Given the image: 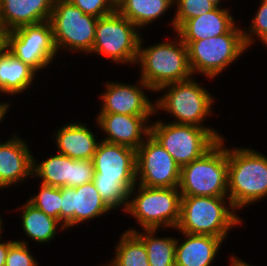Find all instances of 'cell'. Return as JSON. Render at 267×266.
Listing matches in <instances>:
<instances>
[{
  "instance_id": "1",
  "label": "cell",
  "mask_w": 267,
  "mask_h": 266,
  "mask_svg": "<svg viewBox=\"0 0 267 266\" xmlns=\"http://www.w3.org/2000/svg\"><path fill=\"white\" fill-rule=\"evenodd\" d=\"M176 43L167 41L148 48L139 42L137 62L140 63V85L143 89L156 91L167 84L181 82L192 77L188 47L180 39ZM191 76V77H190Z\"/></svg>"
},
{
  "instance_id": "2",
  "label": "cell",
  "mask_w": 267,
  "mask_h": 266,
  "mask_svg": "<svg viewBox=\"0 0 267 266\" xmlns=\"http://www.w3.org/2000/svg\"><path fill=\"white\" fill-rule=\"evenodd\" d=\"M228 195V204L235 209L264 199L267 157L252 149H228Z\"/></svg>"
},
{
  "instance_id": "3",
  "label": "cell",
  "mask_w": 267,
  "mask_h": 266,
  "mask_svg": "<svg viewBox=\"0 0 267 266\" xmlns=\"http://www.w3.org/2000/svg\"><path fill=\"white\" fill-rule=\"evenodd\" d=\"M228 196H181L180 220L176 229L182 233L212 235L225 240L233 226L242 223L234 214ZM230 208V209H229Z\"/></svg>"
},
{
  "instance_id": "4",
  "label": "cell",
  "mask_w": 267,
  "mask_h": 266,
  "mask_svg": "<svg viewBox=\"0 0 267 266\" xmlns=\"http://www.w3.org/2000/svg\"><path fill=\"white\" fill-rule=\"evenodd\" d=\"M224 141L219 139L200 158L181 167V196L228 195V149Z\"/></svg>"
},
{
  "instance_id": "5",
  "label": "cell",
  "mask_w": 267,
  "mask_h": 266,
  "mask_svg": "<svg viewBox=\"0 0 267 266\" xmlns=\"http://www.w3.org/2000/svg\"><path fill=\"white\" fill-rule=\"evenodd\" d=\"M150 134L180 166L191 163L207 152L222 136L210 127L162 121L150 125Z\"/></svg>"
},
{
  "instance_id": "6",
  "label": "cell",
  "mask_w": 267,
  "mask_h": 266,
  "mask_svg": "<svg viewBox=\"0 0 267 266\" xmlns=\"http://www.w3.org/2000/svg\"><path fill=\"white\" fill-rule=\"evenodd\" d=\"M244 30L234 26L228 33L199 41H183L188 47L192 71L214 78L248 49Z\"/></svg>"
},
{
  "instance_id": "7",
  "label": "cell",
  "mask_w": 267,
  "mask_h": 266,
  "mask_svg": "<svg viewBox=\"0 0 267 266\" xmlns=\"http://www.w3.org/2000/svg\"><path fill=\"white\" fill-rule=\"evenodd\" d=\"M137 195L128 201L125 212L132 214L142 229L173 227L180 220L181 193L178 187L160 188L138 185Z\"/></svg>"
},
{
  "instance_id": "8",
  "label": "cell",
  "mask_w": 267,
  "mask_h": 266,
  "mask_svg": "<svg viewBox=\"0 0 267 266\" xmlns=\"http://www.w3.org/2000/svg\"><path fill=\"white\" fill-rule=\"evenodd\" d=\"M97 21L98 18L84 14L69 0H54L49 22L56 50L67 47L71 51L91 52Z\"/></svg>"
},
{
  "instance_id": "9",
  "label": "cell",
  "mask_w": 267,
  "mask_h": 266,
  "mask_svg": "<svg viewBox=\"0 0 267 266\" xmlns=\"http://www.w3.org/2000/svg\"><path fill=\"white\" fill-rule=\"evenodd\" d=\"M138 28L117 10L98 18L92 52L109 57L118 63H137Z\"/></svg>"
},
{
  "instance_id": "10",
  "label": "cell",
  "mask_w": 267,
  "mask_h": 266,
  "mask_svg": "<svg viewBox=\"0 0 267 266\" xmlns=\"http://www.w3.org/2000/svg\"><path fill=\"white\" fill-rule=\"evenodd\" d=\"M165 88L169 90L155 102V112L159 109L169 112L178 120L173 121L175 124L204 127L201 122L211 113L213 104L211 94L196 83L194 78L164 85L157 92Z\"/></svg>"
},
{
  "instance_id": "11",
  "label": "cell",
  "mask_w": 267,
  "mask_h": 266,
  "mask_svg": "<svg viewBox=\"0 0 267 266\" xmlns=\"http://www.w3.org/2000/svg\"><path fill=\"white\" fill-rule=\"evenodd\" d=\"M4 46L36 73L57 55L49 21L24 25L5 32Z\"/></svg>"
},
{
  "instance_id": "12",
  "label": "cell",
  "mask_w": 267,
  "mask_h": 266,
  "mask_svg": "<svg viewBox=\"0 0 267 266\" xmlns=\"http://www.w3.org/2000/svg\"><path fill=\"white\" fill-rule=\"evenodd\" d=\"M147 138V139H146ZM181 167L151 135L136 150V180L145 187H179Z\"/></svg>"
},
{
  "instance_id": "13",
  "label": "cell",
  "mask_w": 267,
  "mask_h": 266,
  "mask_svg": "<svg viewBox=\"0 0 267 266\" xmlns=\"http://www.w3.org/2000/svg\"><path fill=\"white\" fill-rule=\"evenodd\" d=\"M111 209L102 200L93 182L77 187H62L60 207L61 230L77 225Z\"/></svg>"
},
{
  "instance_id": "14",
  "label": "cell",
  "mask_w": 267,
  "mask_h": 266,
  "mask_svg": "<svg viewBox=\"0 0 267 266\" xmlns=\"http://www.w3.org/2000/svg\"><path fill=\"white\" fill-rule=\"evenodd\" d=\"M93 180L136 183V150L124 145L99 141L93 155Z\"/></svg>"
},
{
  "instance_id": "15",
  "label": "cell",
  "mask_w": 267,
  "mask_h": 266,
  "mask_svg": "<svg viewBox=\"0 0 267 266\" xmlns=\"http://www.w3.org/2000/svg\"><path fill=\"white\" fill-rule=\"evenodd\" d=\"M148 118L150 117L100 113L96 122L107 134L102 141L137 150L144 142L143 138L150 134V126L145 124Z\"/></svg>"
},
{
  "instance_id": "16",
  "label": "cell",
  "mask_w": 267,
  "mask_h": 266,
  "mask_svg": "<svg viewBox=\"0 0 267 266\" xmlns=\"http://www.w3.org/2000/svg\"><path fill=\"white\" fill-rule=\"evenodd\" d=\"M106 92L101 94L102 109L99 113H115L131 116H151L155 104L146 97L142 87L123 83H107Z\"/></svg>"
},
{
  "instance_id": "17",
  "label": "cell",
  "mask_w": 267,
  "mask_h": 266,
  "mask_svg": "<svg viewBox=\"0 0 267 266\" xmlns=\"http://www.w3.org/2000/svg\"><path fill=\"white\" fill-rule=\"evenodd\" d=\"M12 137L0 143V189L33 177V158L26 142Z\"/></svg>"
},
{
  "instance_id": "18",
  "label": "cell",
  "mask_w": 267,
  "mask_h": 266,
  "mask_svg": "<svg viewBox=\"0 0 267 266\" xmlns=\"http://www.w3.org/2000/svg\"><path fill=\"white\" fill-rule=\"evenodd\" d=\"M54 0H1L0 25L4 32L49 21Z\"/></svg>"
},
{
  "instance_id": "19",
  "label": "cell",
  "mask_w": 267,
  "mask_h": 266,
  "mask_svg": "<svg viewBox=\"0 0 267 266\" xmlns=\"http://www.w3.org/2000/svg\"><path fill=\"white\" fill-rule=\"evenodd\" d=\"M227 9L217 6L212 11L184 21L177 29L182 41H199L228 33L234 26V18Z\"/></svg>"
},
{
  "instance_id": "20",
  "label": "cell",
  "mask_w": 267,
  "mask_h": 266,
  "mask_svg": "<svg viewBox=\"0 0 267 266\" xmlns=\"http://www.w3.org/2000/svg\"><path fill=\"white\" fill-rule=\"evenodd\" d=\"M183 234L187 240L181 244L176 240L175 266H210L223 239L212 235Z\"/></svg>"
},
{
  "instance_id": "21",
  "label": "cell",
  "mask_w": 267,
  "mask_h": 266,
  "mask_svg": "<svg viewBox=\"0 0 267 266\" xmlns=\"http://www.w3.org/2000/svg\"><path fill=\"white\" fill-rule=\"evenodd\" d=\"M58 153L74 160H92L99 142L84 124L70 123L57 130Z\"/></svg>"
},
{
  "instance_id": "22",
  "label": "cell",
  "mask_w": 267,
  "mask_h": 266,
  "mask_svg": "<svg viewBox=\"0 0 267 266\" xmlns=\"http://www.w3.org/2000/svg\"><path fill=\"white\" fill-rule=\"evenodd\" d=\"M35 71L12 55L5 46L0 47V92L18 94L34 80Z\"/></svg>"
},
{
  "instance_id": "23",
  "label": "cell",
  "mask_w": 267,
  "mask_h": 266,
  "mask_svg": "<svg viewBox=\"0 0 267 266\" xmlns=\"http://www.w3.org/2000/svg\"><path fill=\"white\" fill-rule=\"evenodd\" d=\"M173 3L174 0H118L116 10L139 29L160 18Z\"/></svg>"
},
{
  "instance_id": "24",
  "label": "cell",
  "mask_w": 267,
  "mask_h": 266,
  "mask_svg": "<svg viewBox=\"0 0 267 266\" xmlns=\"http://www.w3.org/2000/svg\"><path fill=\"white\" fill-rule=\"evenodd\" d=\"M22 227L25 235L31 239L45 243L55 236V231L60 222L46 215L43 211L36 208L30 202L22 206Z\"/></svg>"
},
{
  "instance_id": "25",
  "label": "cell",
  "mask_w": 267,
  "mask_h": 266,
  "mask_svg": "<svg viewBox=\"0 0 267 266\" xmlns=\"http://www.w3.org/2000/svg\"><path fill=\"white\" fill-rule=\"evenodd\" d=\"M127 231L133 232L144 243L150 266H175L176 238H157L154 234L158 229H144L145 233L134 229Z\"/></svg>"
},
{
  "instance_id": "26",
  "label": "cell",
  "mask_w": 267,
  "mask_h": 266,
  "mask_svg": "<svg viewBox=\"0 0 267 266\" xmlns=\"http://www.w3.org/2000/svg\"><path fill=\"white\" fill-rule=\"evenodd\" d=\"M37 165L33 160V177L42 179L41 184L57 188L70 187V157L57 153Z\"/></svg>"
},
{
  "instance_id": "27",
  "label": "cell",
  "mask_w": 267,
  "mask_h": 266,
  "mask_svg": "<svg viewBox=\"0 0 267 266\" xmlns=\"http://www.w3.org/2000/svg\"><path fill=\"white\" fill-rule=\"evenodd\" d=\"M108 266H150L144 243L133 233L125 231Z\"/></svg>"
},
{
  "instance_id": "28",
  "label": "cell",
  "mask_w": 267,
  "mask_h": 266,
  "mask_svg": "<svg viewBox=\"0 0 267 266\" xmlns=\"http://www.w3.org/2000/svg\"><path fill=\"white\" fill-rule=\"evenodd\" d=\"M95 188L99 192L102 200L110 209L121 207L124 205L123 210L128 208V199L133 196L136 189V183H116L115 181L108 180H93Z\"/></svg>"
},
{
  "instance_id": "29",
  "label": "cell",
  "mask_w": 267,
  "mask_h": 266,
  "mask_svg": "<svg viewBox=\"0 0 267 266\" xmlns=\"http://www.w3.org/2000/svg\"><path fill=\"white\" fill-rule=\"evenodd\" d=\"M40 188V192L27 201L43 211L46 215L57 219L60 222L62 187L57 188L41 184Z\"/></svg>"
},
{
  "instance_id": "30",
  "label": "cell",
  "mask_w": 267,
  "mask_h": 266,
  "mask_svg": "<svg viewBox=\"0 0 267 266\" xmlns=\"http://www.w3.org/2000/svg\"><path fill=\"white\" fill-rule=\"evenodd\" d=\"M177 3L173 28L176 30L184 21L212 11L217 6L209 0H174Z\"/></svg>"
},
{
  "instance_id": "31",
  "label": "cell",
  "mask_w": 267,
  "mask_h": 266,
  "mask_svg": "<svg viewBox=\"0 0 267 266\" xmlns=\"http://www.w3.org/2000/svg\"><path fill=\"white\" fill-rule=\"evenodd\" d=\"M257 14L252 20V26L249 28V32L246 30L244 34V41L247 47L253 42V36L256 35L258 39H261L265 45H267V0H262L260 7H258Z\"/></svg>"
},
{
  "instance_id": "32",
  "label": "cell",
  "mask_w": 267,
  "mask_h": 266,
  "mask_svg": "<svg viewBox=\"0 0 267 266\" xmlns=\"http://www.w3.org/2000/svg\"><path fill=\"white\" fill-rule=\"evenodd\" d=\"M94 164L92 160H74L70 158V187H77L93 181Z\"/></svg>"
},
{
  "instance_id": "33",
  "label": "cell",
  "mask_w": 267,
  "mask_h": 266,
  "mask_svg": "<svg viewBox=\"0 0 267 266\" xmlns=\"http://www.w3.org/2000/svg\"><path fill=\"white\" fill-rule=\"evenodd\" d=\"M27 247L26 241H14L9 246L5 266H38Z\"/></svg>"
},
{
  "instance_id": "34",
  "label": "cell",
  "mask_w": 267,
  "mask_h": 266,
  "mask_svg": "<svg viewBox=\"0 0 267 266\" xmlns=\"http://www.w3.org/2000/svg\"><path fill=\"white\" fill-rule=\"evenodd\" d=\"M77 8H80L84 14L92 15L96 18L104 17L116 11V2L114 0H69Z\"/></svg>"
},
{
  "instance_id": "35",
  "label": "cell",
  "mask_w": 267,
  "mask_h": 266,
  "mask_svg": "<svg viewBox=\"0 0 267 266\" xmlns=\"http://www.w3.org/2000/svg\"><path fill=\"white\" fill-rule=\"evenodd\" d=\"M13 242L14 241L4 242V243L3 242L2 243L0 242V266H5V261H6L7 254H8V251H9V246Z\"/></svg>"
},
{
  "instance_id": "36",
  "label": "cell",
  "mask_w": 267,
  "mask_h": 266,
  "mask_svg": "<svg viewBox=\"0 0 267 266\" xmlns=\"http://www.w3.org/2000/svg\"><path fill=\"white\" fill-rule=\"evenodd\" d=\"M231 266H252L249 263H245V261L240 260L239 258L236 257H231Z\"/></svg>"
},
{
  "instance_id": "37",
  "label": "cell",
  "mask_w": 267,
  "mask_h": 266,
  "mask_svg": "<svg viewBox=\"0 0 267 266\" xmlns=\"http://www.w3.org/2000/svg\"><path fill=\"white\" fill-rule=\"evenodd\" d=\"M8 108H9L8 103H0V121H2L3 117L7 113Z\"/></svg>"
},
{
  "instance_id": "38",
  "label": "cell",
  "mask_w": 267,
  "mask_h": 266,
  "mask_svg": "<svg viewBox=\"0 0 267 266\" xmlns=\"http://www.w3.org/2000/svg\"><path fill=\"white\" fill-rule=\"evenodd\" d=\"M4 39H5V32L3 31L0 25V43H4Z\"/></svg>"
},
{
  "instance_id": "39",
  "label": "cell",
  "mask_w": 267,
  "mask_h": 266,
  "mask_svg": "<svg viewBox=\"0 0 267 266\" xmlns=\"http://www.w3.org/2000/svg\"><path fill=\"white\" fill-rule=\"evenodd\" d=\"M209 1L213 2L216 6H219L221 0H209Z\"/></svg>"
},
{
  "instance_id": "40",
  "label": "cell",
  "mask_w": 267,
  "mask_h": 266,
  "mask_svg": "<svg viewBox=\"0 0 267 266\" xmlns=\"http://www.w3.org/2000/svg\"><path fill=\"white\" fill-rule=\"evenodd\" d=\"M2 220H1V218H0V234H1V232H2Z\"/></svg>"
},
{
  "instance_id": "41",
  "label": "cell",
  "mask_w": 267,
  "mask_h": 266,
  "mask_svg": "<svg viewBox=\"0 0 267 266\" xmlns=\"http://www.w3.org/2000/svg\"><path fill=\"white\" fill-rule=\"evenodd\" d=\"M0 19H1V0H0Z\"/></svg>"
}]
</instances>
